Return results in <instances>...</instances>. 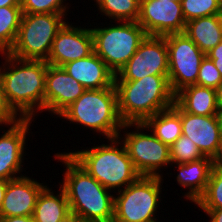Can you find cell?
Listing matches in <instances>:
<instances>
[{
    "instance_id": "cell-1",
    "label": "cell",
    "mask_w": 222,
    "mask_h": 222,
    "mask_svg": "<svg viewBox=\"0 0 222 222\" xmlns=\"http://www.w3.org/2000/svg\"><path fill=\"white\" fill-rule=\"evenodd\" d=\"M2 57L5 62L0 65V77L9 106L21 119H34L35 113L44 111L48 63L19 59L8 53H3Z\"/></svg>"
},
{
    "instance_id": "cell-2",
    "label": "cell",
    "mask_w": 222,
    "mask_h": 222,
    "mask_svg": "<svg viewBox=\"0 0 222 222\" xmlns=\"http://www.w3.org/2000/svg\"><path fill=\"white\" fill-rule=\"evenodd\" d=\"M54 157L64 164L66 171L60 187L65 191L70 211L82 222H112L114 195L101 185L68 153H55Z\"/></svg>"
},
{
    "instance_id": "cell-3",
    "label": "cell",
    "mask_w": 222,
    "mask_h": 222,
    "mask_svg": "<svg viewBox=\"0 0 222 222\" xmlns=\"http://www.w3.org/2000/svg\"><path fill=\"white\" fill-rule=\"evenodd\" d=\"M118 112L124 124L144 123L148 118L173 106L168 75H148L139 80H114Z\"/></svg>"
},
{
    "instance_id": "cell-4",
    "label": "cell",
    "mask_w": 222,
    "mask_h": 222,
    "mask_svg": "<svg viewBox=\"0 0 222 222\" xmlns=\"http://www.w3.org/2000/svg\"><path fill=\"white\" fill-rule=\"evenodd\" d=\"M108 140L109 144L67 153L101 185L109 190L114 189L115 193L135 182L141 175L119 137Z\"/></svg>"
},
{
    "instance_id": "cell-5",
    "label": "cell",
    "mask_w": 222,
    "mask_h": 222,
    "mask_svg": "<svg viewBox=\"0 0 222 222\" xmlns=\"http://www.w3.org/2000/svg\"><path fill=\"white\" fill-rule=\"evenodd\" d=\"M70 124H78L93 132L102 134L106 139L121 135L123 122L118 112L115 86L103 89H87L68 106L59 116Z\"/></svg>"
},
{
    "instance_id": "cell-6",
    "label": "cell",
    "mask_w": 222,
    "mask_h": 222,
    "mask_svg": "<svg viewBox=\"0 0 222 222\" xmlns=\"http://www.w3.org/2000/svg\"><path fill=\"white\" fill-rule=\"evenodd\" d=\"M115 23L117 24H110L111 26L107 27L102 25L91 28V33L94 52L116 75L135 54L147 34L136 21Z\"/></svg>"
},
{
    "instance_id": "cell-7",
    "label": "cell",
    "mask_w": 222,
    "mask_h": 222,
    "mask_svg": "<svg viewBox=\"0 0 222 222\" xmlns=\"http://www.w3.org/2000/svg\"><path fill=\"white\" fill-rule=\"evenodd\" d=\"M67 15L23 13L16 40L8 54L19 59L46 61L58 31L66 23Z\"/></svg>"
},
{
    "instance_id": "cell-8",
    "label": "cell",
    "mask_w": 222,
    "mask_h": 222,
    "mask_svg": "<svg viewBox=\"0 0 222 222\" xmlns=\"http://www.w3.org/2000/svg\"><path fill=\"white\" fill-rule=\"evenodd\" d=\"M163 178L140 176L135 182L115 192L112 222H154L161 202Z\"/></svg>"
},
{
    "instance_id": "cell-9",
    "label": "cell",
    "mask_w": 222,
    "mask_h": 222,
    "mask_svg": "<svg viewBox=\"0 0 222 222\" xmlns=\"http://www.w3.org/2000/svg\"><path fill=\"white\" fill-rule=\"evenodd\" d=\"M131 126L136 131L128 132ZM123 130L127 133L124 131L123 137L120 135L118 137L124 144L137 172L141 176L162 177L160 173L163 166H171L170 147L158 139L144 123H126L123 124L121 131Z\"/></svg>"
},
{
    "instance_id": "cell-10",
    "label": "cell",
    "mask_w": 222,
    "mask_h": 222,
    "mask_svg": "<svg viewBox=\"0 0 222 222\" xmlns=\"http://www.w3.org/2000/svg\"><path fill=\"white\" fill-rule=\"evenodd\" d=\"M168 49V81L176 94L182 88L196 84L199 68L205 54L183 32L165 36Z\"/></svg>"
},
{
    "instance_id": "cell-11",
    "label": "cell",
    "mask_w": 222,
    "mask_h": 222,
    "mask_svg": "<svg viewBox=\"0 0 222 222\" xmlns=\"http://www.w3.org/2000/svg\"><path fill=\"white\" fill-rule=\"evenodd\" d=\"M168 49L166 38L146 36L135 54L115 75L114 80H139L148 75H168Z\"/></svg>"
},
{
    "instance_id": "cell-12",
    "label": "cell",
    "mask_w": 222,
    "mask_h": 222,
    "mask_svg": "<svg viewBox=\"0 0 222 222\" xmlns=\"http://www.w3.org/2000/svg\"><path fill=\"white\" fill-rule=\"evenodd\" d=\"M137 22L148 36L160 37L183 33L186 26L181 2L169 0H140Z\"/></svg>"
},
{
    "instance_id": "cell-13",
    "label": "cell",
    "mask_w": 222,
    "mask_h": 222,
    "mask_svg": "<svg viewBox=\"0 0 222 222\" xmlns=\"http://www.w3.org/2000/svg\"><path fill=\"white\" fill-rule=\"evenodd\" d=\"M172 108L181 117L182 135L189 137L204 156L217 162L222 155V138L218 115L189 114L176 102H174Z\"/></svg>"
},
{
    "instance_id": "cell-14",
    "label": "cell",
    "mask_w": 222,
    "mask_h": 222,
    "mask_svg": "<svg viewBox=\"0 0 222 222\" xmlns=\"http://www.w3.org/2000/svg\"><path fill=\"white\" fill-rule=\"evenodd\" d=\"M93 52L91 28L76 27L67 21L58 31L46 62L62 67L68 62L85 58Z\"/></svg>"
},
{
    "instance_id": "cell-15",
    "label": "cell",
    "mask_w": 222,
    "mask_h": 222,
    "mask_svg": "<svg viewBox=\"0 0 222 222\" xmlns=\"http://www.w3.org/2000/svg\"><path fill=\"white\" fill-rule=\"evenodd\" d=\"M34 119H20L10 124L0 136V178L12 180L23 170L26 137ZM24 155V156H23Z\"/></svg>"
},
{
    "instance_id": "cell-16",
    "label": "cell",
    "mask_w": 222,
    "mask_h": 222,
    "mask_svg": "<svg viewBox=\"0 0 222 222\" xmlns=\"http://www.w3.org/2000/svg\"><path fill=\"white\" fill-rule=\"evenodd\" d=\"M85 90L63 67L48 64L45 81L44 111L46 110L58 117Z\"/></svg>"
},
{
    "instance_id": "cell-17",
    "label": "cell",
    "mask_w": 222,
    "mask_h": 222,
    "mask_svg": "<svg viewBox=\"0 0 222 222\" xmlns=\"http://www.w3.org/2000/svg\"><path fill=\"white\" fill-rule=\"evenodd\" d=\"M46 187L23 174L9 180L0 208V218L9 216H32L41 191Z\"/></svg>"
},
{
    "instance_id": "cell-18",
    "label": "cell",
    "mask_w": 222,
    "mask_h": 222,
    "mask_svg": "<svg viewBox=\"0 0 222 222\" xmlns=\"http://www.w3.org/2000/svg\"><path fill=\"white\" fill-rule=\"evenodd\" d=\"M62 67L86 90L114 86L115 74L95 52L85 58L68 62Z\"/></svg>"
},
{
    "instance_id": "cell-19",
    "label": "cell",
    "mask_w": 222,
    "mask_h": 222,
    "mask_svg": "<svg viewBox=\"0 0 222 222\" xmlns=\"http://www.w3.org/2000/svg\"><path fill=\"white\" fill-rule=\"evenodd\" d=\"M214 163L212 158L205 156L189 163L174 164L179 171L176 176L177 183L180 187L189 189L183 197L191 203H196L204 194Z\"/></svg>"
},
{
    "instance_id": "cell-20",
    "label": "cell",
    "mask_w": 222,
    "mask_h": 222,
    "mask_svg": "<svg viewBox=\"0 0 222 222\" xmlns=\"http://www.w3.org/2000/svg\"><path fill=\"white\" fill-rule=\"evenodd\" d=\"M175 102L187 113L213 116L220 113L216 90L197 84L188 85L175 94Z\"/></svg>"
},
{
    "instance_id": "cell-21",
    "label": "cell",
    "mask_w": 222,
    "mask_h": 222,
    "mask_svg": "<svg viewBox=\"0 0 222 222\" xmlns=\"http://www.w3.org/2000/svg\"><path fill=\"white\" fill-rule=\"evenodd\" d=\"M184 33L206 55L222 41V27L218 14L189 20L186 22Z\"/></svg>"
},
{
    "instance_id": "cell-22",
    "label": "cell",
    "mask_w": 222,
    "mask_h": 222,
    "mask_svg": "<svg viewBox=\"0 0 222 222\" xmlns=\"http://www.w3.org/2000/svg\"><path fill=\"white\" fill-rule=\"evenodd\" d=\"M51 189L46 186L39 194L32 215L34 222H59L71 212L65 191L59 186L55 195Z\"/></svg>"
},
{
    "instance_id": "cell-23",
    "label": "cell",
    "mask_w": 222,
    "mask_h": 222,
    "mask_svg": "<svg viewBox=\"0 0 222 222\" xmlns=\"http://www.w3.org/2000/svg\"><path fill=\"white\" fill-rule=\"evenodd\" d=\"M144 125L169 147L182 135L181 117L172 107L151 116Z\"/></svg>"
},
{
    "instance_id": "cell-24",
    "label": "cell",
    "mask_w": 222,
    "mask_h": 222,
    "mask_svg": "<svg viewBox=\"0 0 222 222\" xmlns=\"http://www.w3.org/2000/svg\"><path fill=\"white\" fill-rule=\"evenodd\" d=\"M21 6L0 7V54L12 48L22 17Z\"/></svg>"
},
{
    "instance_id": "cell-25",
    "label": "cell",
    "mask_w": 222,
    "mask_h": 222,
    "mask_svg": "<svg viewBox=\"0 0 222 222\" xmlns=\"http://www.w3.org/2000/svg\"><path fill=\"white\" fill-rule=\"evenodd\" d=\"M101 15L114 21H136L139 17L140 0H93Z\"/></svg>"
},
{
    "instance_id": "cell-26",
    "label": "cell",
    "mask_w": 222,
    "mask_h": 222,
    "mask_svg": "<svg viewBox=\"0 0 222 222\" xmlns=\"http://www.w3.org/2000/svg\"><path fill=\"white\" fill-rule=\"evenodd\" d=\"M201 209L222 208V166L213 164L204 194L195 203Z\"/></svg>"
},
{
    "instance_id": "cell-27",
    "label": "cell",
    "mask_w": 222,
    "mask_h": 222,
    "mask_svg": "<svg viewBox=\"0 0 222 222\" xmlns=\"http://www.w3.org/2000/svg\"><path fill=\"white\" fill-rule=\"evenodd\" d=\"M204 157L197 145L185 135H181L170 146L171 166L173 164L189 163Z\"/></svg>"
},
{
    "instance_id": "cell-28",
    "label": "cell",
    "mask_w": 222,
    "mask_h": 222,
    "mask_svg": "<svg viewBox=\"0 0 222 222\" xmlns=\"http://www.w3.org/2000/svg\"><path fill=\"white\" fill-rule=\"evenodd\" d=\"M182 12L186 22L191 19L219 14L222 0H182Z\"/></svg>"
},
{
    "instance_id": "cell-29",
    "label": "cell",
    "mask_w": 222,
    "mask_h": 222,
    "mask_svg": "<svg viewBox=\"0 0 222 222\" xmlns=\"http://www.w3.org/2000/svg\"><path fill=\"white\" fill-rule=\"evenodd\" d=\"M65 1L66 0H21V9L22 13L29 14H67L70 8L68 3L65 4Z\"/></svg>"
},
{
    "instance_id": "cell-30",
    "label": "cell",
    "mask_w": 222,
    "mask_h": 222,
    "mask_svg": "<svg viewBox=\"0 0 222 222\" xmlns=\"http://www.w3.org/2000/svg\"><path fill=\"white\" fill-rule=\"evenodd\" d=\"M222 82V75L214 65L213 61L205 55L202 59L196 84L208 88L216 89Z\"/></svg>"
},
{
    "instance_id": "cell-31",
    "label": "cell",
    "mask_w": 222,
    "mask_h": 222,
    "mask_svg": "<svg viewBox=\"0 0 222 222\" xmlns=\"http://www.w3.org/2000/svg\"><path fill=\"white\" fill-rule=\"evenodd\" d=\"M20 119L21 118L11 109L5 98L3 83L0 77V125L2 126L4 124V126L8 127Z\"/></svg>"
},
{
    "instance_id": "cell-32",
    "label": "cell",
    "mask_w": 222,
    "mask_h": 222,
    "mask_svg": "<svg viewBox=\"0 0 222 222\" xmlns=\"http://www.w3.org/2000/svg\"><path fill=\"white\" fill-rule=\"evenodd\" d=\"M206 56H208L214 63L222 75V41L211 49Z\"/></svg>"
},
{
    "instance_id": "cell-33",
    "label": "cell",
    "mask_w": 222,
    "mask_h": 222,
    "mask_svg": "<svg viewBox=\"0 0 222 222\" xmlns=\"http://www.w3.org/2000/svg\"><path fill=\"white\" fill-rule=\"evenodd\" d=\"M210 218L208 222H222V208L221 209H201Z\"/></svg>"
},
{
    "instance_id": "cell-34",
    "label": "cell",
    "mask_w": 222,
    "mask_h": 222,
    "mask_svg": "<svg viewBox=\"0 0 222 222\" xmlns=\"http://www.w3.org/2000/svg\"><path fill=\"white\" fill-rule=\"evenodd\" d=\"M0 222H34L33 216H9L0 218Z\"/></svg>"
},
{
    "instance_id": "cell-35",
    "label": "cell",
    "mask_w": 222,
    "mask_h": 222,
    "mask_svg": "<svg viewBox=\"0 0 222 222\" xmlns=\"http://www.w3.org/2000/svg\"><path fill=\"white\" fill-rule=\"evenodd\" d=\"M9 180L0 178V208L3 203V199L5 197L6 187L8 185Z\"/></svg>"
},
{
    "instance_id": "cell-36",
    "label": "cell",
    "mask_w": 222,
    "mask_h": 222,
    "mask_svg": "<svg viewBox=\"0 0 222 222\" xmlns=\"http://www.w3.org/2000/svg\"><path fill=\"white\" fill-rule=\"evenodd\" d=\"M59 222H82V220L77 214L70 212L64 218L60 219Z\"/></svg>"
},
{
    "instance_id": "cell-37",
    "label": "cell",
    "mask_w": 222,
    "mask_h": 222,
    "mask_svg": "<svg viewBox=\"0 0 222 222\" xmlns=\"http://www.w3.org/2000/svg\"><path fill=\"white\" fill-rule=\"evenodd\" d=\"M216 90V102L219 111H222V82L217 86Z\"/></svg>"
},
{
    "instance_id": "cell-38",
    "label": "cell",
    "mask_w": 222,
    "mask_h": 222,
    "mask_svg": "<svg viewBox=\"0 0 222 222\" xmlns=\"http://www.w3.org/2000/svg\"><path fill=\"white\" fill-rule=\"evenodd\" d=\"M21 6V0H0V7Z\"/></svg>"
},
{
    "instance_id": "cell-39",
    "label": "cell",
    "mask_w": 222,
    "mask_h": 222,
    "mask_svg": "<svg viewBox=\"0 0 222 222\" xmlns=\"http://www.w3.org/2000/svg\"><path fill=\"white\" fill-rule=\"evenodd\" d=\"M218 119L220 123L221 138H222V111L218 114Z\"/></svg>"
},
{
    "instance_id": "cell-40",
    "label": "cell",
    "mask_w": 222,
    "mask_h": 222,
    "mask_svg": "<svg viewBox=\"0 0 222 222\" xmlns=\"http://www.w3.org/2000/svg\"><path fill=\"white\" fill-rule=\"evenodd\" d=\"M218 16H219L220 23H221V27H222V10H221V12L218 14Z\"/></svg>"
},
{
    "instance_id": "cell-41",
    "label": "cell",
    "mask_w": 222,
    "mask_h": 222,
    "mask_svg": "<svg viewBox=\"0 0 222 222\" xmlns=\"http://www.w3.org/2000/svg\"><path fill=\"white\" fill-rule=\"evenodd\" d=\"M217 162L222 166V155H221V158Z\"/></svg>"
},
{
    "instance_id": "cell-42",
    "label": "cell",
    "mask_w": 222,
    "mask_h": 222,
    "mask_svg": "<svg viewBox=\"0 0 222 222\" xmlns=\"http://www.w3.org/2000/svg\"><path fill=\"white\" fill-rule=\"evenodd\" d=\"M162 1V0H160ZM165 1H168V0H165ZM169 1H177V2H181L182 0H169Z\"/></svg>"
}]
</instances>
